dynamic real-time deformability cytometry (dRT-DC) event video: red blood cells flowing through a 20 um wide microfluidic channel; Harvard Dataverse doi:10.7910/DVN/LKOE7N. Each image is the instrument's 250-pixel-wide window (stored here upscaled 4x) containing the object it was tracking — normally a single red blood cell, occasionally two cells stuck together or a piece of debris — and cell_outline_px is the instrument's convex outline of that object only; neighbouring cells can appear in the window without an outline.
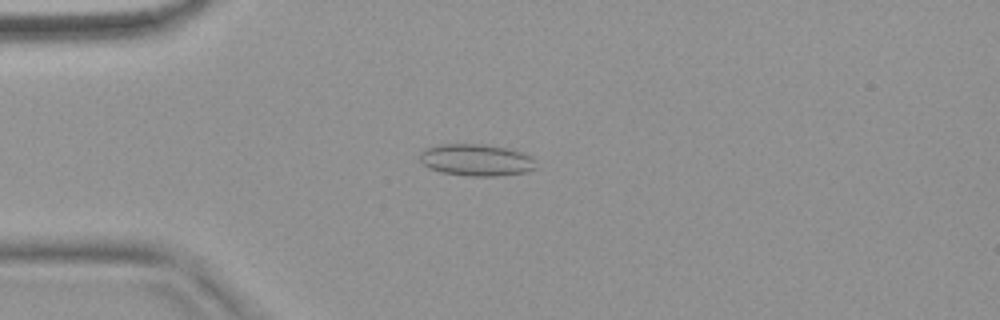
{"species": "common noctule bat (a hibernating species)", "species_latin": "Nyctalus noctula", "temperature_condition": "warm", "stored_images_in_passage": 53, "camera_frame_rate_fps": 3000, "um_per_image_px": 0.085, "animal": {"sex": "female", "body_mass_g": 18.4}, "frame": {"image": 1, "passage_image": 14, "time_ms": 4.333, "image_size_px": [1000, 320], "cell_outline_px": [[536, 168], [524, 172], [496, 176], [468, 176], [440, 172], [424, 164], [420, 160], [420, 152], [428, 148], [440, 144], [476, 144], [504, 148], [520, 152], [532, 156]], "centroid_in_image_um": [40.47, 13.61], "position_along_channel_um": 44.5, "area_um2": 21.15}}
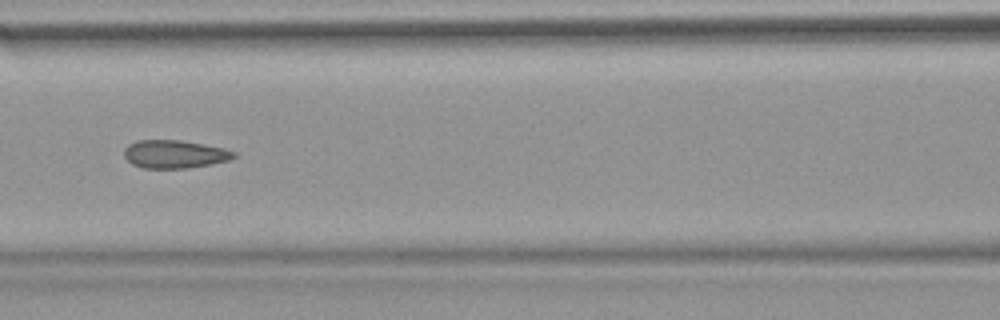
{"frame": {"image": 2, "passage_image": 24, "time_ms": 7.667, "image_size_px": [1000, 320], "cell_outline_px": [[236, 156], [228, 160], [208, 164], [184, 168], [144, 168], [132, 164], [124, 156], [124, 148], [128, 144], [136, 140], [180, 140], [224, 148], [236, 152]], "centroid_in_image_um": [14.8, 13.09], "position_along_channel_um": 151.8, "area_um2": 17.8}}
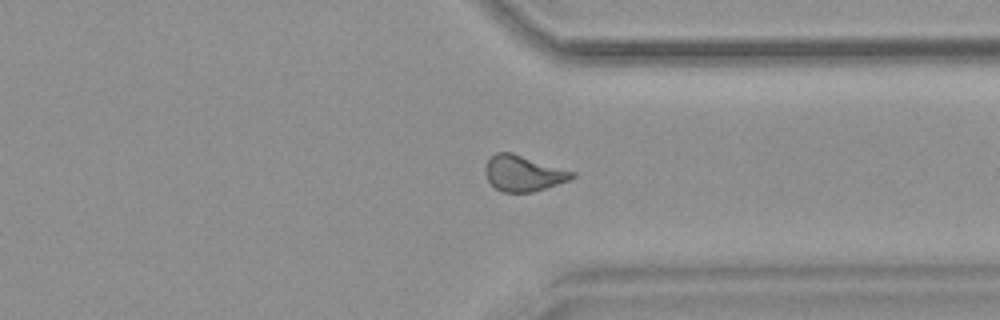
{"frame": {"image": 3, "passage_image": 41, "time_ms": 13.333, "image_size_px": [1000, 320], "cell_outline_px": [[576, 176], [568, 180], [532, 192], [504, 192], [496, 188], [488, 180], [484, 172], [484, 168], [488, 160], [496, 152], [512, 152], [576, 172]], "centroid_in_image_um": [44.47, 14.72], "position_along_channel_um": 366.9, "area_um2": 17.98}, "authors_computed_cell_mechanics": {"area_um2": 18.2648, "velocity_mm_per_s": 3.8058, "shape_relaxation_time_tau1_ms": null, "shape_relaxation_time_tau2_ms": 1.5678, "deformation_change_tau1": null, "deformation_change_tau2": 0.0748}}